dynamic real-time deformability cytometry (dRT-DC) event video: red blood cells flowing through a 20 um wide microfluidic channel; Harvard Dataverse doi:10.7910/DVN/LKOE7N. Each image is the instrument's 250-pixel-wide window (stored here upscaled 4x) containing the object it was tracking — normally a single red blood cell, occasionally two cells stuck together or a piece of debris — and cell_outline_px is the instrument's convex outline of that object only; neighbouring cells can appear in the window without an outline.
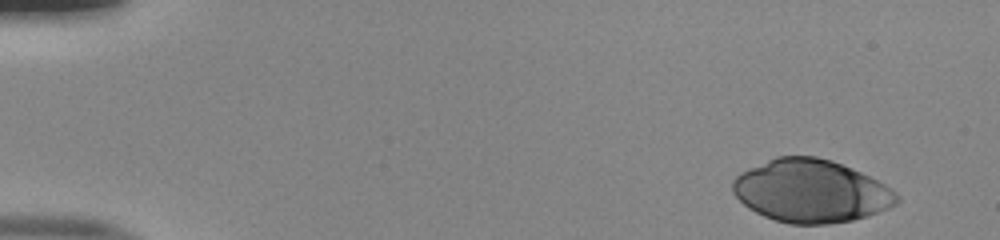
{"species": "human", "species_latin": "Homo sapiens", "temperature_condition": "room temperature", "stored_images_in_passage": 48, "camera_frame_rate_fps": 3000, "um_per_image_px": 0.085, "donor": {"sex": "male"}, "frame": {"image": 1, "passage_image": 1, "time_ms": 0.0, "image_size_px": [1000, 240], "cell_outline_px": [[900, 200], [896, 204], [888, 208], [868, 216], [852, 220], [828, 224], [788, 224], [764, 216], [748, 208], [732, 192], [732, 180], [740, 172], [748, 168], [776, 156], [816, 156], [832, 160], [852, 168], [884, 184], [896, 192], [900, 196]], "centroid_in_image_um": [68.92, 16.24], "position_along_channel_um": 16.1, "area_um2": 60.17}}
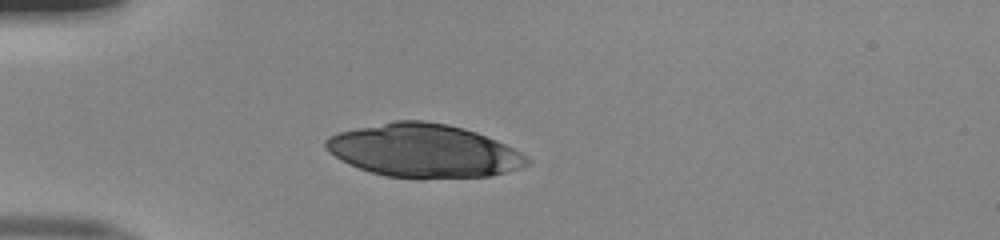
{"frame": {"image": 2, "passage_image": 12, "time_ms": 3.667, "image_size_px": [1000, 240], "cell_outline_px": [[532, 164], [520, 168], [488, 176], [420, 180], [416, 180], [388, 176], [372, 172], [348, 164], [340, 160], [328, 152], [324, 148], [324, 140], [328, 136], [340, 132], [356, 128], [396, 120], [424, 120], [448, 124], [464, 128], [476, 132], [496, 140], [528, 156], [532, 160]], "centroid_in_image_um": [36.01, 12.83], "position_along_channel_um": 49.0, "area_um2": 63.12}}